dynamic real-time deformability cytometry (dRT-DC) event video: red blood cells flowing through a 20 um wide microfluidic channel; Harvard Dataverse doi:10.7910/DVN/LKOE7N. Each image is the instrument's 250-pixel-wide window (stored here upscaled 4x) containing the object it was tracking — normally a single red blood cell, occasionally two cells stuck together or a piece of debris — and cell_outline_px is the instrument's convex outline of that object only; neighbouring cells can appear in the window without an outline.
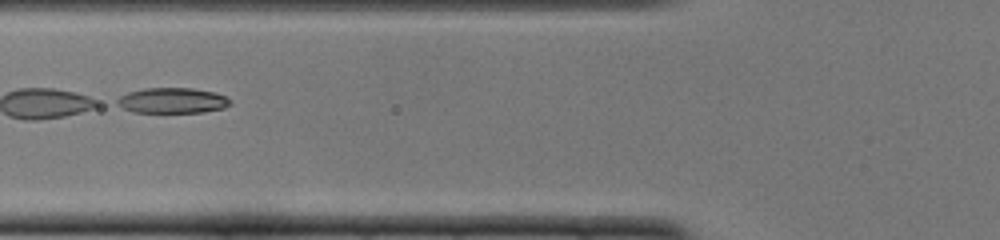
{"species": "common noctule bat (a hibernating species)", "species_latin": "Nyctalus noctula", "temperature_condition": "cold", "stored_images_in_passage": 49, "segment_of_instrument_passage": [2, 2], "camera_frame_rate_fps": 3000, "um_per_image_px": 0.085, "animal": {"sex": "female", "body_mass_g": 22.0, "forearm_length_mm": 56.7}, "frame": {"image": 1, "passage_image": 19, "time_ms": 6.0, "image_size_px": [1000, 240], "cell_outline_px": [[232, 104], [224, 108], [204, 112], [132, 112], [116, 104], [112, 100], [128, 92], [144, 88], [192, 88], [212, 92], [224, 96], [232, 100]], "centroid_in_image_um": [14.62, 8.54], "position_along_channel_um": 111.2, "area_um2": 16.88}}